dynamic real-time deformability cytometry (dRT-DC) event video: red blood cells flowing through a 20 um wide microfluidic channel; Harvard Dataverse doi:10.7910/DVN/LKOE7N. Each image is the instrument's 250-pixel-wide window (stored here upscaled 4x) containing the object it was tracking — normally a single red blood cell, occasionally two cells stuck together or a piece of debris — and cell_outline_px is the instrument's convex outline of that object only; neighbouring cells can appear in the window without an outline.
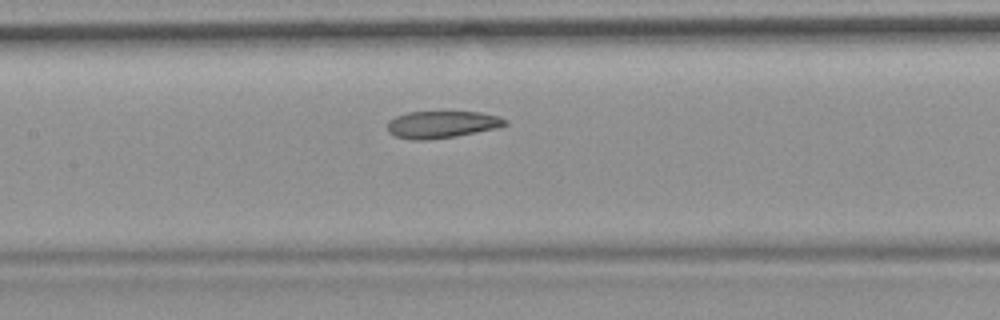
{"species": "common noctule bat (a hibernating species)", "species_latin": "Nyctalus noctula", "temperature_condition": "room temperature", "stored_images_in_passage": 35, "camera_frame_rate_fps": 3000, "um_per_image_px": 0.085, "animal": {"sex": "female", "body_mass_g": 19.9}, "frame": {"image": 1, "passage_image": 16, "time_ms": 5.0, "image_size_px": [1000, 320], "cell_outline_px": [[508, 124], [500, 128], [456, 136], [428, 140], [412, 140], [396, 136], [388, 132], [388, 120], [396, 116], [408, 112], [480, 112], [500, 116], [508, 120]], "centroid_in_image_um": [37.61, 10.58], "position_along_channel_um": 169.8, "area_um2": 18.79}}